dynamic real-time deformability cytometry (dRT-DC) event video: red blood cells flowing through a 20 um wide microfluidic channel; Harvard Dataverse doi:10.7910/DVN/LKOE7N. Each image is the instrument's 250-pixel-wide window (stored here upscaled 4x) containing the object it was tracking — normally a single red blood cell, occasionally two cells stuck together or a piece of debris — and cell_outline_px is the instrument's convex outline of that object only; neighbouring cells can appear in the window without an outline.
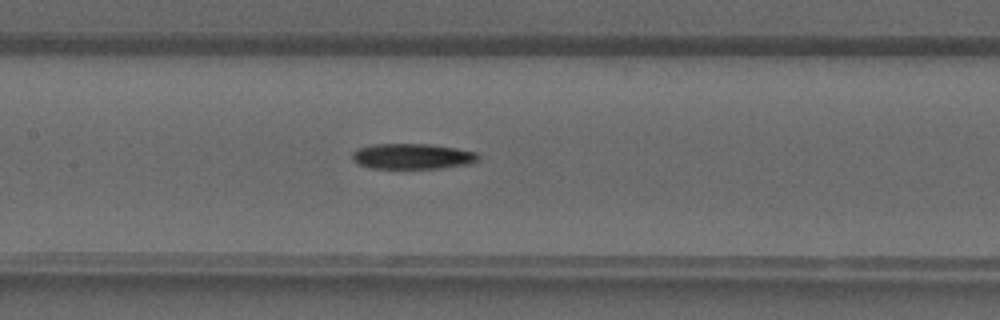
{"species": "common noctule bat (a hibernating species)", "species_latin": "Nyctalus noctula", "temperature_condition": "warm", "stored_images_in_passage": 37, "camera_frame_rate_fps": 3000, "um_per_image_px": 0.085, "animal": {"sex": "male", "forearm_length_mm": 52.5}, "frame": {"image": 1, "passage_image": 18, "time_ms": 5.667, "image_size_px": [1000, 320], "cell_outline_px": [[480, 160], [468, 164], [440, 168], [372, 168], [360, 164], [352, 160], [352, 152], [356, 148], [372, 144], [428, 144], [456, 148], [476, 152], [480, 156]], "centroid_in_image_um": [35.05, 13.28], "position_along_channel_um": 172.4, "area_um2": 18.79}}
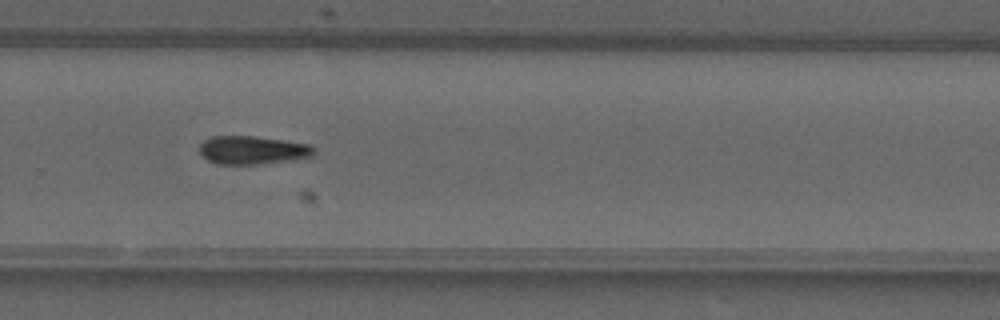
{"frame": {"image": 2, "passage_image": 26, "time_ms": 8.333, "image_size_px": [1000, 320], "cell_outline_px": [[316, 152], [312, 156], [288, 160], [256, 164], [216, 164], [208, 160], [200, 152], [200, 144], [204, 140], [212, 136], [256, 136], [308, 144], [316, 148]], "centroid_in_image_um": [21.46, 12.75], "position_along_channel_um": 308.3, "area_um2": 18.73}}
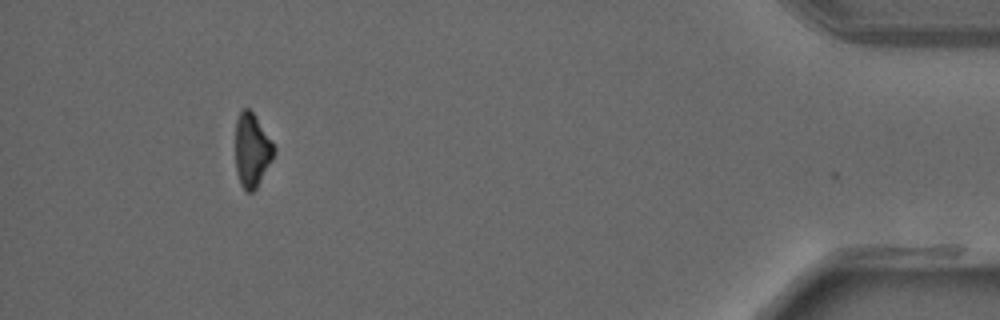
{"frame": {"image": 3, "passage_image": 36, "time_ms": 11.667, "image_size_px": [1000, 320], "cell_outline_px": [[276, 152], [272, 160], [256, 188], [252, 192], [248, 192], [240, 184], [236, 172], [236, 120], [240, 112], [244, 108], [248, 108], [252, 112], [276, 148]], "centroid_in_image_um": [21.41, 12.79], "position_along_channel_um": 413.8, "area_um2": 16.3}}